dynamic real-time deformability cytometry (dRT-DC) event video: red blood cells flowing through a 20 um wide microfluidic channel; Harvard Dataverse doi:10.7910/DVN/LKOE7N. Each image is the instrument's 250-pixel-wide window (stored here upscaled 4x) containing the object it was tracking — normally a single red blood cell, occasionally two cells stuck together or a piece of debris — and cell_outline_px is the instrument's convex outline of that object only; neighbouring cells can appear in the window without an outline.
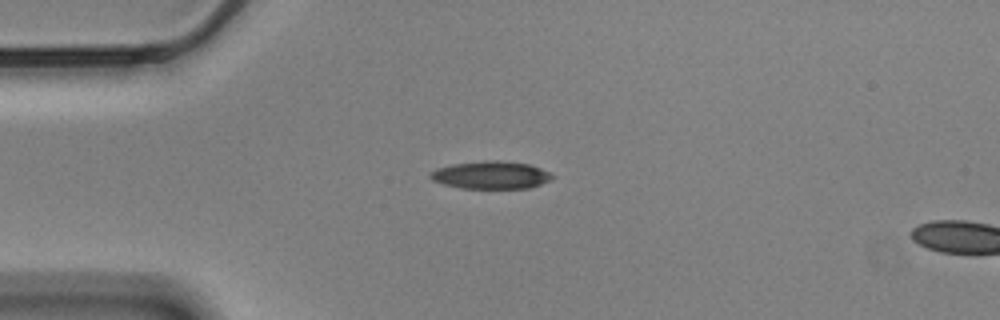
{"species": "Egyptian fruit bat (a non-hibernating species)", "species_latin": "Rousettus aegyptiacus", "temperature_condition": "cold", "stored_images_in_passage": 44, "camera_frame_rate_fps": 3000, "um_per_image_px": 0.085, "animal": {"sex": "male"}, "frame": {"image": 1, "passage_image": 1, "time_ms": 0.0, "image_size_px": [1000, 320], "cell_outline_px": [[556, 176], [552, 180], [528, 188], [460, 188], [444, 184], [432, 180], [428, 176], [428, 172], [436, 168], [452, 164], [484, 160], [500, 160], [528, 164], [552, 172]], "centroid_in_image_um": [41.73, 14.87], "position_along_channel_um": 43.3, "area_um2": 19.94}}
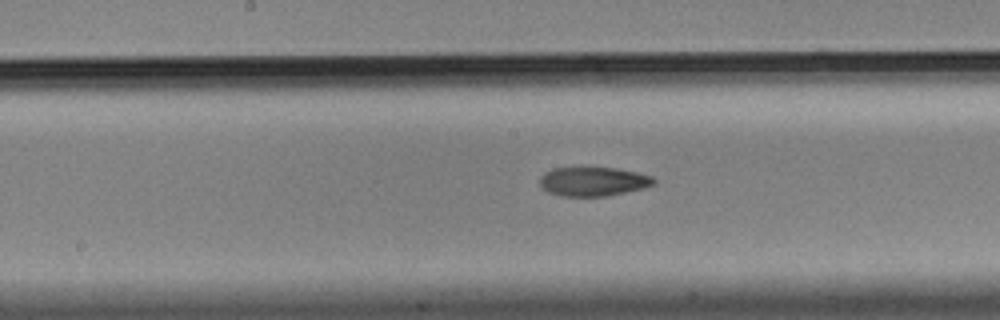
{"frame": {"image": 2, "passage_image": 16, "time_ms": 5.0, "image_size_px": [1000, 320], "cell_outline_px": [[656, 184], [644, 188], [604, 196], [560, 196], [548, 192], [540, 184], [540, 176], [544, 172], [552, 168], [616, 168], [636, 172], [652, 176], [656, 180]], "centroid_in_image_um": [50.42, 15.42], "position_along_channel_um": 197.8, "area_um2": 19.25}}
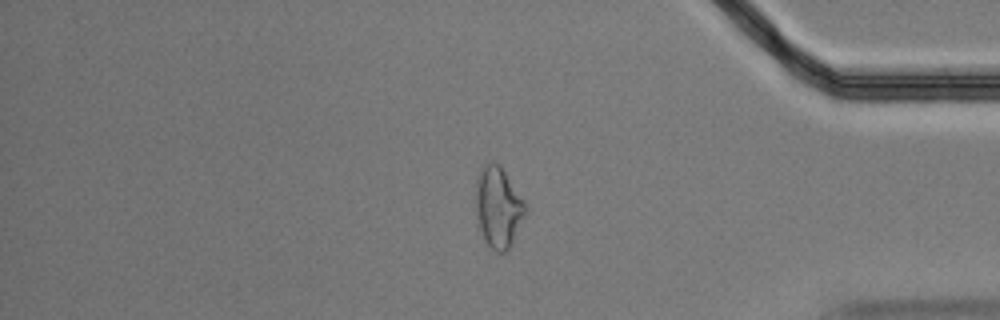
{"frame": {"image": 3, "passage_image": 35, "time_ms": 11.333, "image_size_px": [1000, 320], "cell_outline_px": [[528, 208], [512, 244], [504, 252], [496, 252], [484, 240], [476, 224], [476, 180], [480, 168], [484, 164], [492, 160], [500, 164], [524, 200]], "centroid_in_image_um": [42.34, 17.59], "position_along_channel_um": 392.9, "area_um2": 23.76}, "authors_computed_cell_mechanics": {"area_um2": 20.6635, "velocity_mm_per_s": 3.4733, "shape_relaxation_time_tau1_ms": null, "shape_relaxation_time_tau2_ms": 4.2573, "deformation_change_tau1": null, "deformation_change_tau2": 0.1127}}